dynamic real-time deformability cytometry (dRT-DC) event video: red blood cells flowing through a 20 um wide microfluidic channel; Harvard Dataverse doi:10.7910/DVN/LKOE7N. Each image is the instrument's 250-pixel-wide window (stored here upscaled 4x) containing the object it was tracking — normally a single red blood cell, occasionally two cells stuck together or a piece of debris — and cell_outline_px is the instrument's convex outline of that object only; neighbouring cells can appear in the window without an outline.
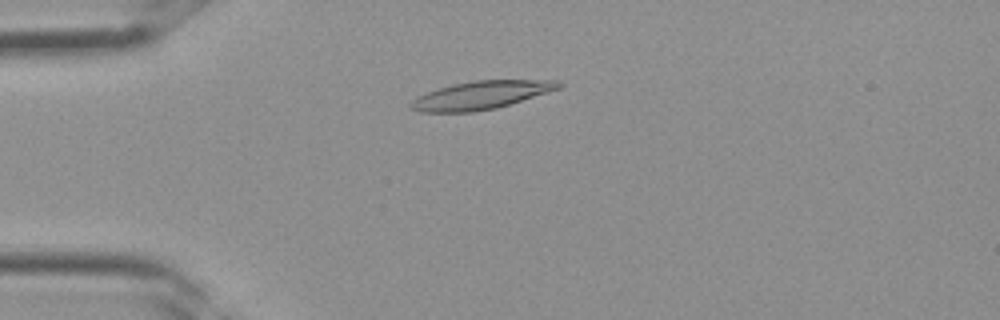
{"species": "Egyptian fruit bat (a non-hibernating species)", "species_latin": "Rousettus aegyptiacus", "temperature_condition": "room temperature", "stored_images_in_passage": 35, "camera_frame_rate_fps": 3000, "um_per_image_px": 0.085, "frame": {"image": 1, "passage_image": 9, "time_ms": 2.667, "image_size_px": [1000, 320], "cell_outline_px": [[564, 84], [560, 88], [496, 108], [472, 112], [420, 112], [408, 108], [408, 104], [416, 96], [452, 84], [476, 80], [556, 80]], "centroid_in_image_um": [40.83, 8.09], "position_along_channel_um": 44.2, "area_um2": 24.1}}
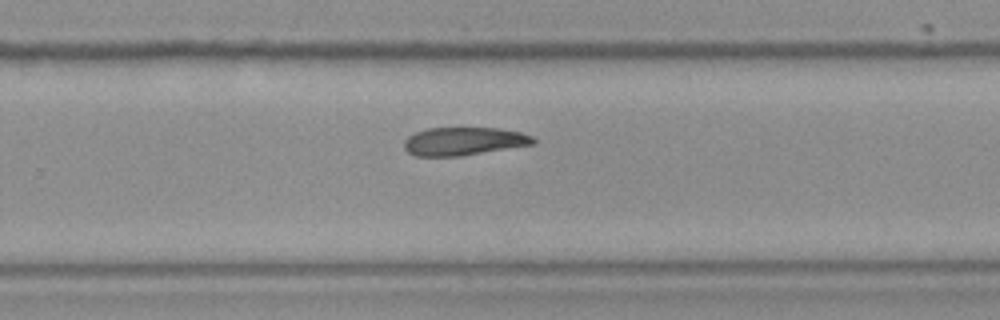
{"frame": {"image": 2, "passage_image": 23, "time_ms": 7.333, "image_size_px": [1000, 320], "cell_outline_px": [[536, 144], [460, 156], [416, 156], [408, 152], [404, 148], [404, 140], [408, 136], [416, 132], [428, 128], [496, 128], [520, 132], [532, 136], [536, 140]], "centroid_in_image_um": [39.42, 12.01], "position_along_channel_um": 290.4, "area_um2": 21.15}}
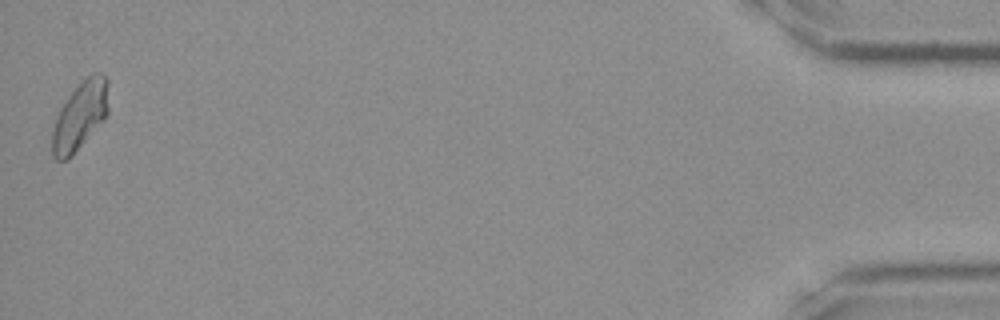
{"frame": {"image": 3, "passage_image": 35, "time_ms": 11.333, "image_size_px": [1000, 320], "cell_outline_px": [[108, 112], [104, 120], [72, 156], [68, 160], [56, 160], [52, 156], [52, 132], [56, 116], [60, 108], [68, 96], [92, 72], [104, 72], [108, 76]], "centroid_in_image_um": [6.82, 9.84], "position_along_channel_um": 428.4, "area_um2": 22.6}}